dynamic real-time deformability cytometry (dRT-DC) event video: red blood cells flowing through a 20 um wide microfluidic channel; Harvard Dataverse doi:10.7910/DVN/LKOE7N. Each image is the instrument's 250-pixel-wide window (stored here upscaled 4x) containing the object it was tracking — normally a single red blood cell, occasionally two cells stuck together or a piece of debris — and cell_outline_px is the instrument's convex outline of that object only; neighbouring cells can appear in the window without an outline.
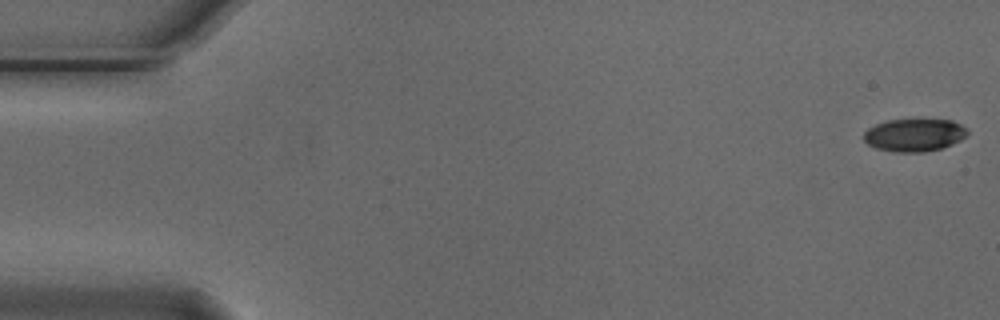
{"species": "Egyptian fruit bat (a non-hibernating species)", "species_latin": "Rousettus aegyptiacus", "temperature_condition": "cold", "stored_images_in_passage": 5, "camera_frame_rate_fps": 3000, "um_per_image_px": 0.085, "animal": {"sex": "male"}, "frame": {"image": 1, "passage_image": 1, "time_ms": 0.0, "image_size_px": [1000, 320], "cell_outline_px": [[968, 132], [960, 140], [952, 144], [940, 148], [924, 152], [896, 152], [876, 148], [868, 144], [864, 140], [864, 132], [868, 128], [876, 124], [888, 120], [952, 120], [968, 128]], "centroid_in_image_um": [77.71, 11.48], "position_along_channel_um": 7.3, "area_um2": 19.59}}
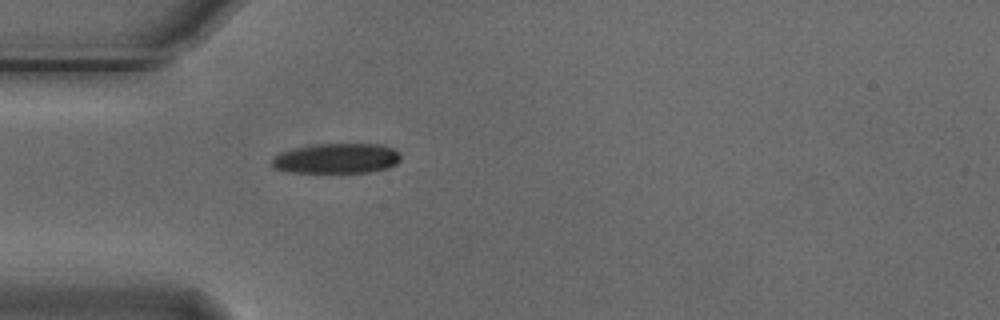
{"frame": {"image": 2, "passage_image": 5, "time_ms": 1.333, "image_size_px": [1000, 320], "cell_outline_px": [[400, 160], [396, 164], [388, 168], [368, 172], [292, 172], [276, 168], [272, 164], [272, 160], [280, 152], [292, 148], [316, 144], [380, 144], [392, 148], [400, 152]], "centroid_in_image_um": [28.65, 13.45], "position_along_channel_um": 56.4, "area_um2": 22.48}}